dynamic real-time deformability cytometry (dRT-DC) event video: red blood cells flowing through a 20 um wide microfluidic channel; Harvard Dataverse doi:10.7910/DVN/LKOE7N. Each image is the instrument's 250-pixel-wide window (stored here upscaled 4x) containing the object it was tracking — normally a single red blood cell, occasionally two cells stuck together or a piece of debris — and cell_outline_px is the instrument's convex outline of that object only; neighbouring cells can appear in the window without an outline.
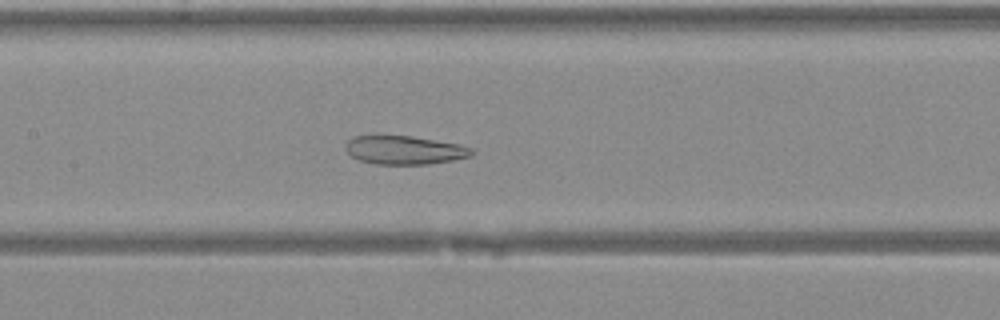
{"species": "Egyptian fruit bat (a non-hibernating species)", "species_latin": "Rousettus aegyptiacus", "temperature_condition": "warm", "stored_images_in_passage": 43, "camera_frame_rate_fps": 3000, "um_per_image_px": 0.085, "animal": {"sex": "female"}, "frame": {"image": 1, "passage_image": 22, "time_ms": 7.0, "image_size_px": [1000, 320], "cell_outline_px": [[476, 152], [472, 156], [452, 160], [428, 164], [376, 164], [356, 160], [344, 148], [344, 144], [352, 136], [412, 136], [460, 144], [472, 148]], "centroid_in_image_um": [34.38, 12.76], "position_along_channel_um": 173.0, "area_um2": 21.15}}
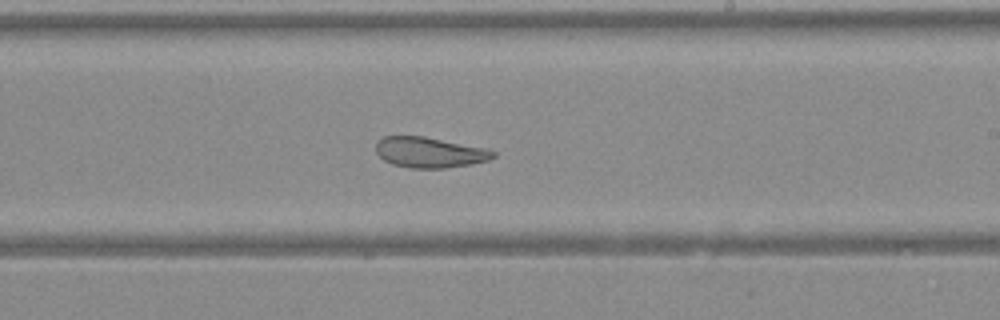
{"frame": {"image": 2, "passage_image": 27, "time_ms": 8.667, "image_size_px": [1000, 320], "cell_outline_px": [[496, 156], [488, 160], [472, 164], [444, 168], [408, 168], [392, 164], [384, 160], [376, 152], [376, 144], [384, 136], [424, 136], [488, 148], [496, 152]], "centroid_in_image_um": [36.55, 12.95], "position_along_channel_um": 252.5, "area_um2": 20.98}}
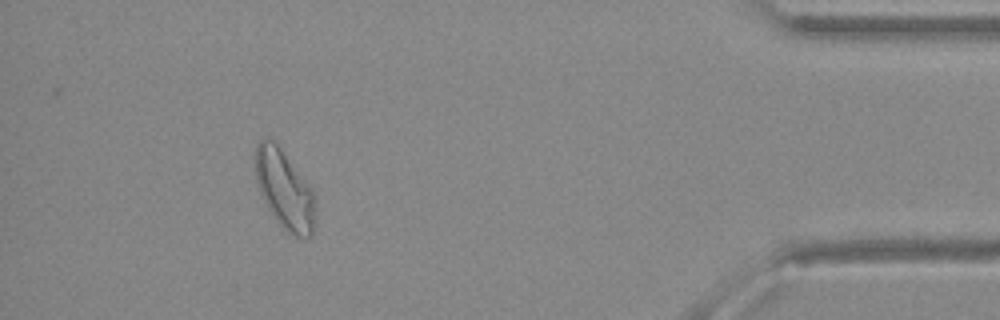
{"frame": {"image": 3, "passage_image": 40, "time_ms": 13.0, "image_size_px": [1000, 320], "cell_outline_px": [[316, 220], [312, 232], [308, 236], [296, 236], [288, 232], [280, 224], [268, 208], [256, 184], [256, 144], [260, 140], [272, 140], [280, 148], [312, 192], [316, 204]], "centroid_in_image_um": [24.18, 16.15], "position_along_channel_um": 411.0, "area_um2": 26.59}}